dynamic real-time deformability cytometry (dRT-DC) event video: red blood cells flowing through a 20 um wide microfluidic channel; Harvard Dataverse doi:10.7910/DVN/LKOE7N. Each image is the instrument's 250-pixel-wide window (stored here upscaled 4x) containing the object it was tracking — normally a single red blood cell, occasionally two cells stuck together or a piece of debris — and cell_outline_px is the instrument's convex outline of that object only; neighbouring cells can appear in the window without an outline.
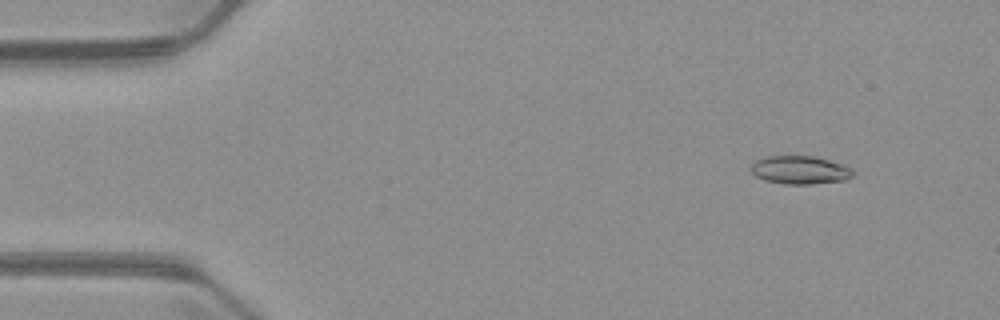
{"species": "common noctule bat (a hibernating species)", "species_latin": "Nyctalus noctula", "temperature_condition": "warm", "stored_images_in_passage": 4, "camera_frame_rate_fps": 3000, "um_per_image_px": 0.085, "animal": {"sex": "male", "body_mass_g": 23.1, "forearm_length_mm": 52.7}, "frame": {"image": 1, "passage_image": 2, "time_ms": 1.333, "image_size_px": [1000, 320], "cell_outline_px": [[856, 172], [852, 176], [844, 180], [812, 184], [784, 184], [764, 180], [756, 176], [748, 168], [756, 160], [764, 156], [812, 156], [844, 164], [852, 168]], "centroid_in_image_um": [67.99, 14.45], "position_along_channel_um": 17.0, "area_um2": 16.94}}
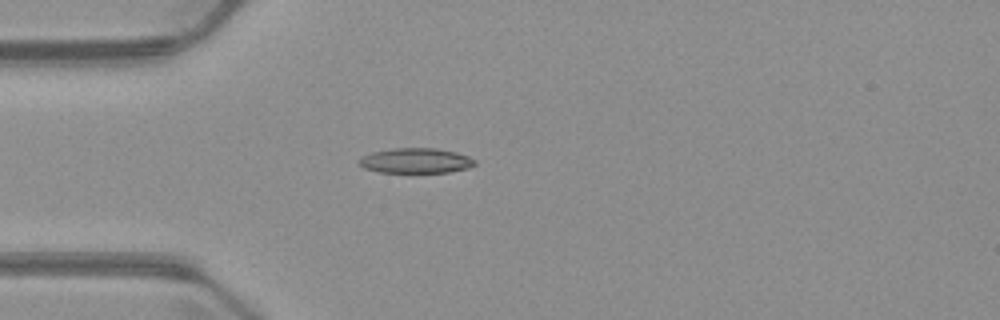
{"frame": {"image": 2, "passage_image": 4, "time_ms": 4.333, "image_size_px": [1000, 320], "cell_outline_px": [[476, 164], [468, 168], [448, 172], [380, 172], [364, 168], [356, 160], [372, 152], [392, 148], [436, 148], [456, 152], [468, 156], [476, 160]], "centroid_in_image_um": [35.35, 13.65], "position_along_channel_um": 49.7, "area_um2": 16.88}}